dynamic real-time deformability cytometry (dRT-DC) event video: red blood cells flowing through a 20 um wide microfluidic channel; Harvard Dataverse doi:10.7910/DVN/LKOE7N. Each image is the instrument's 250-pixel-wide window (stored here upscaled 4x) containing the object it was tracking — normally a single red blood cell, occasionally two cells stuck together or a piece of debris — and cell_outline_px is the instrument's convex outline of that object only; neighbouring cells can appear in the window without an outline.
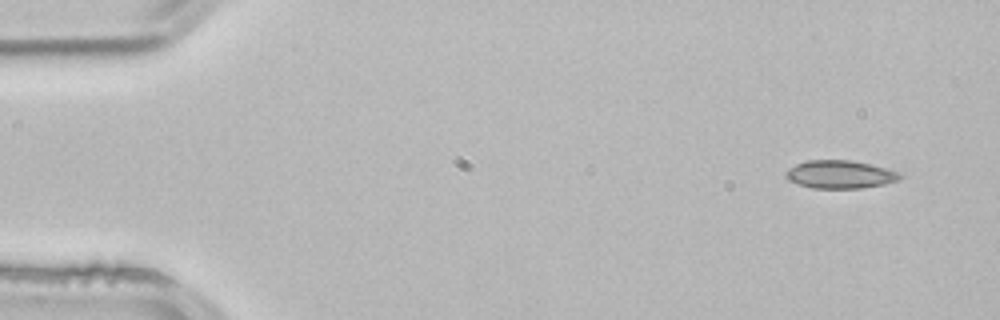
{"species": "common noctule bat (a hibernating species)", "species_latin": "Nyctalus noctula", "temperature_condition": "room temperature", "stored_images_in_passage": 4, "segment_of_instrument_passage": [1, 2], "camera_frame_rate_fps": 3000, "um_per_image_px": 0.085, "animal": {"sex": "male", "body_mass_g": 21.5, "forearm_length_mm": 52.0}, "frame": {"image": 1, "passage_image": 1, "time_ms": 0.0, "image_size_px": [1000, 320], "cell_outline_px": [[904, 176], [900, 180], [884, 184], [860, 188], [812, 188], [788, 180], [784, 176], [788, 168], [796, 164], [808, 160], [852, 160], [872, 164], [900, 172]], "centroid_in_image_um": [71.44, 14.82], "position_along_channel_um": 13.6, "area_um2": 18.79}}
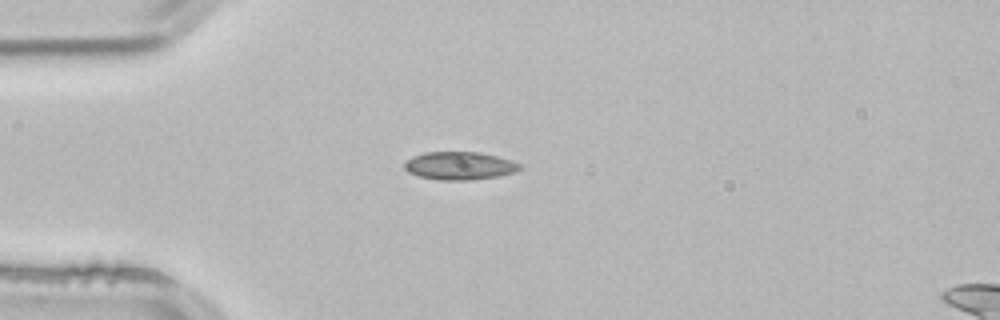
{"frame": {"image": 2, "passage_image": 3, "time_ms": 0.667, "image_size_px": [1000, 320], "cell_outline_px": [[520, 168], [516, 172], [500, 176], [468, 180], [440, 180], [416, 176], [408, 172], [404, 168], [404, 164], [412, 156], [424, 152], [480, 152], [512, 160], [520, 164]], "centroid_in_image_um": [39.05, 14.09], "position_along_channel_um": 46.0, "area_um2": 18.9}}